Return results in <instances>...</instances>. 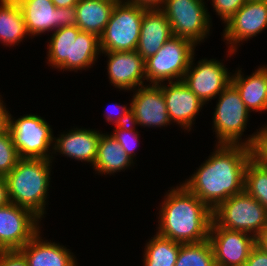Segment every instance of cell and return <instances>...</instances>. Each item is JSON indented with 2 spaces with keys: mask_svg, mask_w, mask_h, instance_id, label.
<instances>
[{
  "mask_svg": "<svg viewBox=\"0 0 267 266\" xmlns=\"http://www.w3.org/2000/svg\"><path fill=\"white\" fill-rule=\"evenodd\" d=\"M252 157V148L248 146L215 144L207 160L181 183L214 211L244 191L245 169Z\"/></svg>",
  "mask_w": 267,
  "mask_h": 266,
  "instance_id": "cell-1",
  "label": "cell"
},
{
  "mask_svg": "<svg viewBox=\"0 0 267 266\" xmlns=\"http://www.w3.org/2000/svg\"><path fill=\"white\" fill-rule=\"evenodd\" d=\"M160 203L156 233L181 244L209 238L213 211L182 183L171 187Z\"/></svg>",
  "mask_w": 267,
  "mask_h": 266,
  "instance_id": "cell-2",
  "label": "cell"
},
{
  "mask_svg": "<svg viewBox=\"0 0 267 266\" xmlns=\"http://www.w3.org/2000/svg\"><path fill=\"white\" fill-rule=\"evenodd\" d=\"M52 160L21 158L5 176L10 202L46 217ZM45 215V216H44Z\"/></svg>",
  "mask_w": 267,
  "mask_h": 266,
  "instance_id": "cell-3",
  "label": "cell"
},
{
  "mask_svg": "<svg viewBox=\"0 0 267 266\" xmlns=\"http://www.w3.org/2000/svg\"><path fill=\"white\" fill-rule=\"evenodd\" d=\"M212 119L216 135L215 144L245 145L250 148L255 143L258 130L248 135L244 140L245 129L249 121L250 111L242 101L239 91L230 83L219 95L218 102L214 108Z\"/></svg>",
  "mask_w": 267,
  "mask_h": 266,
  "instance_id": "cell-4",
  "label": "cell"
},
{
  "mask_svg": "<svg viewBox=\"0 0 267 266\" xmlns=\"http://www.w3.org/2000/svg\"><path fill=\"white\" fill-rule=\"evenodd\" d=\"M6 127L20 158L52 159L54 132L43 117L30 113L14 119L7 108Z\"/></svg>",
  "mask_w": 267,
  "mask_h": 266,
  "instance_id": "cell-5",
  "label": "cell"
},
{
  "mask_svg": "<svg viewBox=\"0 0 267 266\" xmlns=\"http://www.w3.org/2000/svg\"><path fill=\"white\" fill-rule=\"evenodd\" d=\"M195 49L190 40L173 35L155 55L145 60L146 82L158 85L164 81H182Z\"/></svg>",
  "mask_w": 267,
  "mask_h": 266,
  "instance_id": "cell-6",
  "label": "cell"
},
{
  "mask_svg": "<svg viewBox=\"0 0 267 266\" xmlns=\"http://www.w3.org/2000/svg\"><path fill=\"white\" fill-rule=\"evenodd\" d=\"M145 8L128 1L116 3L99 37L101 51L136 50Z\"/></svg>",
  "mask_w": 267,
  "mask_h": 266,
  "instance_id": "cell-7",
  "label": "cell"
},
{
  "mask_svg": "<svg viewBox=\"0 0 267 266\" xmlns=\"http://www.w3.org/2000/svg\"><path fill=\"white\" fill-rule=\"evenodd\" d=\"M204 1L165 0L161 10L171 25L173 35L188 39L196 46L209 38L212 18Z\"/></svg>",
  "mask_w": 267,
  "mask_h": 266,
  "instance_id": "cell-8",
  "label": "cell"
},
{
  "mask_svg": "<svg viewBox=\"0 0 267 266\" xmlns=\"http://www.w3.org/2000/svg\"><path fill=\"white\" fill-rule=\"evenodd\" d=\"M213 220L222 228L255 237L267 225V209L244 190L222 202L213 211Z\"/></svg>",
  "mask_w": 267,
  "mask_h": 266,
  "instance_id": "cell-9",
  "label": "cell"
},
{
  "mask_svg": "<svg viewBox=\"0 0 267 266\" xmlns=\"http://www.w3.org/2000/svg\"><path fill=\"white\" fill-rule=\"evenodd\" d=\"M30 38L58 28L77 26L75 6L56 7L52 0H16Z\"/></svg>",
  "mask_w": 267,
  "mask_h": 266,
  "instance_id": "cell-10",
  "label": "cell"
},
{
  "mask_svg": "<svg viewBox=\"0 0 267 266\" xmlns=\"http://www.w3.org/2000/svg\"><path fill=\"white\" fill-rule=\"evenodd\" d=\"M194 57L182 81L206 105L231 83L232 73L223 60L204 58L194 64Z\"/></svg>",
  "mask_w": 267,
  "mask_h": 266,
  "instance_id": "cell-11",
  "label": "cell"
},
{
  "mask_svg": "<svg viewBox=\"0 0 267 266\" xmlns=\"http://www.w3.org/2000/svg\"><path fill=\"white\" fill-rule=\"evenodd\" d=\"M224 24L223 41L226 42V46L229 45L226 55L231 58L238 52V46L267 28V1L247 0Z\"/></svg>",
  "mask_w": 267,
  "mask_h": 266,
  "instance_id": "cell-12",
  "label": "cell"
},
{
  "mask_svg": "<svg viewBox=\"0 0 267 266\" xmlns=\"http://www.w3.org/2000/svg\"><path fill=\"white\" fill-rule=\"evenodd\" d=\"M41 228L32 211L13 203L0 207V250H20Z\"/></svg>",
  "mask_w": 267,
  "mask_h": 266,
  "instance_id": "cell-13",
  "label": "cell"
},
{
  "mask_svg": "<svg viewBox=\"0 0 267 266\" xmlns=\"http://www.w3.org/2000/svg\"><path fill=\"white\" fill-rule=\"evenodd\" d=\"M208 239L213 248L216 266H244L255 247V237L251 234L227 230L214 220Z\"/></svg>",
  "mask_w": 267,
  "mask_h": 266,
  "instance_id": "cell-14",
  "label": "cell"
},
{
  "mask_svg": "<svg viewBox=\"0 0 267 266\" xmlns=\"http://www.w3.org/2000/svg\"><path fill=\"white\" fill-rule=\"evenodd\" d=\"M130 107V122L142 127H167L171 121L168 116L162 88L148 84L133 90Z\"/></svg>",
  "mask_w": 267,
  "mask_h": 266,
  "instance_id": "cell-15",
  "label": "cell"
},
{
  "mask_svg": "<svg viewBox=\"0 0 267 266\" xmlns=\"http://www.w3.org/2000/svg\"><path fill=\"white\" fill-rule=\"evenodd\" d=\"M107 56V75L109 83L120 90L133 91L147 85L145 60L136 50L109 52L101 51Z\"/></svg>",
  "mask_w": 267,
  "mask_h": 266,
  "instance_id": "cell-16",
  "label": "cell"
},
{
  "mask_svg": "<svg viewBox=\"0 0 267 266\" xmlns=\"http://www.w3.org/2000/svg\"><path fill=\"white\" fill-rule=\"evenodd\" d=\"M158 84L162 88L167 112L171 123L178 125L184 132L191 131L196 116L204 103L183 83V81Z\"/></svg>",
  "mask_w": 267,
  "mask_h": 266,
  "instance_id": "cell-17",
  "label": "cell"
},
{
  "mask_svg": "<svg viewBox=\"0 0 267 266\" xmlns=\"http://www.w3.org/2000/svg\"><path fill=\"white\" fill-rule=\"evenodd\" d=\"M67 131L60 133L59 137H54L53 157L51 160L53 161L55 154L58 155L57 153H59L64 157L66 156L67 159L71 158L75 161L91 163L90 165L93 167L102 132L82 127H74Z\"/></svg>",
  "mask_w": 267,
  "mask_h": 266,
  "instance_id": "cell-18",
  "label": "cell"
},
{
  "mask_svg": "<svg viewBox=\"0 0 267 266\" xmlns=\"http://www.w3.org/2000/svg\"><path fill=\"white\" fill-rule=\"evenodd\" d=\"M41 230L20 251L28 266H78L70 249L59 243L42 239Z\"/></svg>",
  "mask_w": 267,
  "mask_h": 266,
  "instance_id": "cell-19",
  "label": "cell"
},
{
  "mask_svg": "<svg viewBox=\"0 0 267 266\" xmlns=\"http://www.w3.org/2000/svg\"><path fill=\"white\" fill-rule=\"evenodd\" d=\"M172 36L171 25L163 11L161 9H146L136 51L146 60L155 55Z\"/></svg>",
  "mask_w": 267,
  "mask_h": 266,
  "instance_id": "cell-20",
  "label": "cell"
},
{
  "mask_svg": "<svg viewBox=\"0 0 267 266\" xmlns=\"http://www.w3.org/2000/svg\"><path fill=\"white\" fill-rule=\"evenodd\" d=\"M242 68L232 73L231 83L239 91L242 101L250 111H267V65H260L248 76L242 73Z\"/></svg>",
  "mask_w": 267,
  "mask_h": 266,
  "instance_id": "cell-21",
  "label": "cell"
},
{
  "mask_svg": "<svg viewBox=\"0 0 267 266\" xmlns=\"http://www.w3.org/2000/svg\"><path fill=\"white\" fill-rule=\"evenodd\" d=\"M134 163L111 134H101L97 157L92 167L96 174L113 175L121 170L125 171L128 167L130 169Z\"/></svg>",
  "mask_w": 267,
  "mask_h": 266,
  "instance_id": "cell-22",
  "label": "cell"
},
{
  "mask_svg": "<svg viewBox=\"0 0 267 266\" xmlns=\"http://www.w3.org/2000/svg\"><path fill=\"white\" fill-rule=\"evenodd\" d=\"M116 3L110 0H79L75 5L77 27L100 37Z\"/></svg>",
  "mask_w": 267,
  "mask_h": 266,
  "instance_id": "cell-23",
  "label": "cell"
},
{
  "mask_svg": "<svg viewBox=\"0 0 267 266\" xmlns=\"http://www.w3.org/2000/svg\"><path fill=\"white\" fill-rule=\"evenodd\" d=\"M29 37L21 12L16 0H0V43L11 47L23 43Z\"/></svg>",
  "mask_w": 267,
  "mask_h": 266,
  "instance_id": "cell-24",
  "label": "cell"
},
{
  "mask_svg": "<svg viewBox=\"0 0 267 266\" xmlns=\"http://www.w3.org/2000/svg\"><path fill=\"white\" fill-rule=\"evenodd\" d=\"M81 30L77 26L58 28L47 42V64L58 71H71L72 40Z\"/></svg>",
  "mask_w": 267,
  "mask_h": 266,
  "instance_id": "cell-25",
  "label": "cell"
},
{
  "mask_svg": "<svg viewBox=\"0 0 267 266\" xmlns=\"http://www.w3.org/2000/svg\"><path fill=\"white\" fill-rule=\"evenodd\" d=\"M101 55L100 40L95 34L80 31L72 40L71 71L88 70Z\"/></svg>",
  "mask_w": 267,
  "mask_h": 266,
  "instance_id": "cell-26",
  "label": "cell"
},
{
  "mask_svg": "<svg viewBox=\"0 0 267 266\" xmlns=\"http://www.w3.org/2000/svg\"><path fill=\"white\" fill-rule=\"evenodd\" d=\"M180 246L156 233L144 246L143 266H175Z\"/></svg>",
  "mask_w": 267,
  "mask_h": 266,
  "instance_id": "cell-27",
  "label": "cell"
},
{
  "mask_svg": "<svg viewBox=\"0 0 267 266\" xmlns=\"http://www.w3.org/2000/svg\"><path fill=\"white\" fill-rule=\"evenodd\" d=\"M175 266H216L209 239L199 243L181 244Z\"/></svg>",
  "mask_w": 267,
  "mask_h": 266,
  "instance_id": "cell-28",
  "label": "cell"
},
{
  "mask_svg": "<svg viewBox=\"0 0 267 266\" xmlns=\"http://www.w3.org/2000/svg\"><path fill=\"white\" fill-rule=\"evenodd\" d=\"M244 190L267 209V168L253 157L245 169Z\"/></svg>",
  "mask_w": 267,
  "mask_h": 266,
  "instance_id": "cell-29",
  "label": "cell"
},
{
  "mask_svg": "<svg viewBox=\"0 0 267 266\" xmlns=\"http://www.w3.org/2000/svg\"><path fill=\"white\" fill-rule=\"evenodd\" d=\"M21 158L15 148L10 130L0 131V176H6Z\"/></svg>",
  "mask_w": 267,
  "mask_h": 266,
  "instance_id": "cell-30",
  "label": "cell"
},
{
  "mask_svg": "<svg viewBox=\"0 0 267 266\" xmlns=\"http://www.w3.org/2000/svg\"><path fill=\"white\" fill-rule=\"evenodd\" d=\"M115 127L113 130L114 132L110 134L119 143L125 153L133 160L137 153L135 152L137 151L136 147L139 146L138 141H140V134L136 130L137 127L131 122L123 125H117Z\"/></svg>",
  "mask_w": 267,
  "mask_h": 266,
  "instance_id": "cell-31",
  "label": "cell"
},
{
  "mask_svg": "<svg viewBox=\"0 0 267 266\" xmlns=\"http://www.w3.org/2000/svg\"><path fill=\"white\" fill-rule=\"evenodd\" d=\"M211 5L215 14L220 16V21L226 23L246 2L247 0H211Z\"/></svg>",
  "mask_w": 267,
  "mask_h": 266,
  "instance_id": "cell-32",
  "label": "cell"
},
{
  "mask_svg": "<svg viewBox=\"0 0 267 266\" xmlns=\"http://www.w3.org/2000/svg\"><path fill=\"white\" fill-rule=\"evenodd\" d=\"M129 105L130 103L124 104V105L123 104L120 105L118 103L110 104L108 107L111 109L110 112L109 110L104 109L106 110V112L104 111V114H103L106 120L105 122L112 123L115 126L130 123L131 107ZM118 109H119V112L116 113L115 110L118 111Z\"/></svg>",
  "mask_w": 267,
  "mask_h": 266,
  "instance_id": "cell-33",
  "label": "cell"
},
{
  "mask_svg": "<svg viewBox=\"0 0 267 266\" xmlns=\"http://www.w3.org/2000/svg\"><path fill=\"white\" fill-rule=\"evenodd\" d=\"M259 128L254 145L252 146L253 158L263 167L267 168V125Z\"/></svg>",
  "mask_w": 267,
  "mask_h": 266,
  "instance_id": "cell-34",
  "label": "cell"
},
{
  "mask_svg": "<svg viewBox=\"0 0 267 266\" xmlns=\"http://www.w3.org/2000/svg\"><path fill=\"white\" fill-rule=\"evenodd\" d=\"M0 266H28V263L20 250H2L0 251Z\"/></svg>",
  "mask_w": 267,
  "mask_h": 266,
  "instance_id": "cell-35",
  "label": "cell"
},
{
  "mask_svg": "<svg viewBox=\"0 0 267 266\" xmlns=\"http://www.w3.org/2000/svg\"><path fill=\"white\" fill-rule=\"evenodd\" d=\"M244 266H267V253L259 250L256 246L251 250L249 258Z\"/></svg>",
  "mask_w": 267,
  "mask_h": 266,
  "instance_id": "cell-36",
  "label": "cell"
},
{
  "mask_svg": "<svg viewBox=\"0 0 267 266\" xmlns=\"http://www.w3.org/2000/svg\"><path fill=\"white\" fill-rule=\"evenodd\" d=\"M145 9H161L165 0H125Z\"/></svg>",
  "mask_w": 267,
  "mask_h": 266,
  "instance_id": "cell-37",
  "label": "cell"
},
{
  "mask_svg": "<svg viewBox=\"0 0 267 266\" xmlns=\"http://www.w3.org/2000/svg\"><path fill=\"white\" fill-rule=\"evenodd\" d=\"M10 202L8 186L4 176H0V207L8 205Z\"/></svg>",
  "mask_w": 267,
  "mask_h": 266,
  "instance_id": "cell-38",
  "label": "cell"
},
{
  "mask_svg": "<svg viewBox=\"0 0 267 266\" xmlns=\"http://www.w3.org/2000/svg\"><path fill=\"white\" fill-rule=\"evenodd\" d=\"M255 246L267 253V225L255 236Z\"/></svg>",
  "mask_w": 267,
  "mask_h": 266,
  "instance_id": "cell-39",
  "label": "cell"
},
{
  "mask_svg": "<svg viewBox=\"0 0 267 266\" xmlns=\"http://www.w3.org/2000/svg\"><path fill=\"white\" fill-rule=\"evenodd\" d=\"M2 95H0V131L3 130L6 127V103L1 98Z\"/></svg>",
  "mask_w": 267,
  "mask_h": 266,
  "instance_id": "cell-40",
  "label": "cell"
},
{
  "mask_svg": "<svg viewBox=\"0 0 267 266\" xmlns=\"http://www.w3.org/2000/svg\"><path fill=\"white\" fill-rule=\"evenodd\" d=\"M79 0H52L56 7L66 8L75 6Z\"/></svg>",
  "mask_w": 267,
  "mask_h": 266,
  "instance_id": "cell-41",
  "label": "cell"
},
{
  "mask_svg": "<svg viewBox=\"0 0 267 266\" xmlns=\"http://www.w3.org/2000/svg\"><path fill=\"white\" fill-rule=\"evenodd\" d=\"M113 1L114 3H120V2H124L125 0H110Z\"/></svg>",
  "mask_w": 267,
  "mask_h": 266,
  "instance_id": "cell-42",
  "label": "cell"
}]
</instances>
